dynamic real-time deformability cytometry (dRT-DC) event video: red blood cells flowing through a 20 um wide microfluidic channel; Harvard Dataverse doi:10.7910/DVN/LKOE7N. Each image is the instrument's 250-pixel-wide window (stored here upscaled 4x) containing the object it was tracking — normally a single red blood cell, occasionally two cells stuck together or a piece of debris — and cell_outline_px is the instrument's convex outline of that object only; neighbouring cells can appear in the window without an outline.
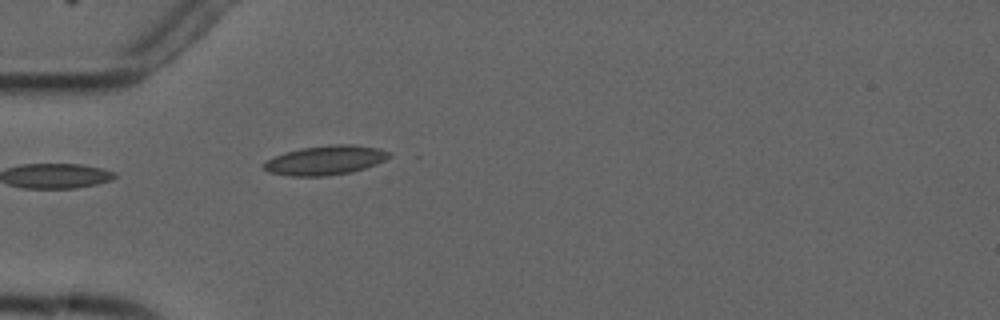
{"species": "common noctule bat (a hibernating species)", "species_latin": "Nyctalus noctula", "temperature_condition": "cold", "stored_images_in_passage": 5, "camera_frame_rate_fps": 3000, "um_per_image_px": 0.085, "animal": {"sex": "male", "forearm_length_mm": 52.5}, "frame": {"image": 1, "passage_image": 5, "time_ms": 4.667, "image_size_px": [1000, 320], "cell_outline_px": [[392, 156], [376, 164], [352, 172], [328, 176], [292, 176], [268, 172], [260, 164], [284, 152], [300, 148], [332, 144], [352, 144], [380, 148], [392, 152]], "centroid_in_image_um": [27.68, 13.61], "position_along_channel_um": 57.3, "area_um2": 21.62}}